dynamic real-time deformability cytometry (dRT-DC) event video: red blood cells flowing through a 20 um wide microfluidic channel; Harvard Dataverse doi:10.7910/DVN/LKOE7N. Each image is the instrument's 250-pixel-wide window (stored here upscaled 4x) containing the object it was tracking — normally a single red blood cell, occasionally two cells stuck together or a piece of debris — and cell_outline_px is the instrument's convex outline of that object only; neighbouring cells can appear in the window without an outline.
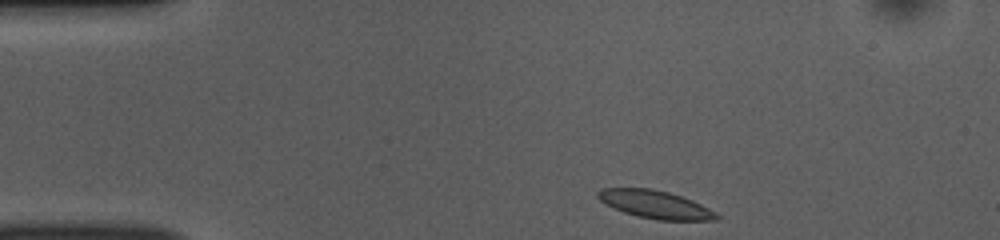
{"species": "common noctule bat (a hibernating species)", "species_latin": "Nyctalus noctula", "temperature_condition": "room temperature", "stored_images_in_passage": 44, "camera_frame_rate_fps": 3000, "um_per_image_px": 0.085, "animal": {"sex": "female", "body_mass_g": 10.0, "forearm_length_mm": 53.1}, "frame": {"image": 1, "passage_image": 1, "time_ms": 0.0, "image_size_px": [1000, 240], "cell_outline_px": [[720, 220], [656, 220], [636, 216], [624, 212], [604, 204], [596, 196], [596, 192], [604, 188], [652, 188], [668, 192], [692, 200], [708, 208], [720, 216]], "centroid_in_image_um": [55.67, 17.38], "position_along_channel_um": 29.3, "area_um2": 19.31}}
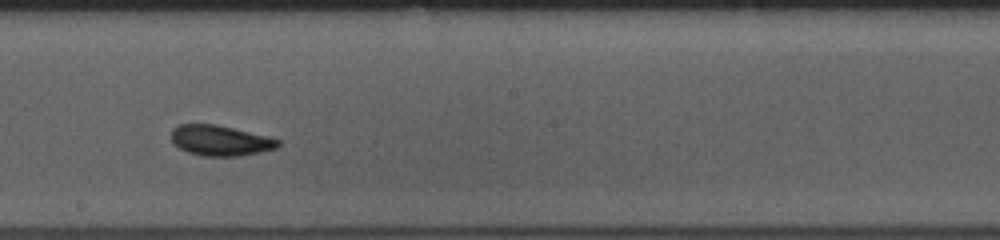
{"frame": {"image": 2, "passage_image": 21, "time_ms": 6.667, "image_size_px": [1000, 240], "cell_outline_px": [[280, 144], [276, 148], [260, 152], [240, 156], [200, 156], [188, 152], [172, 144], [172, 128], [180, 124], [216, 124], [268, 136], [280, 140]], "centroid_in_image_um": [18.71, 11.94], "position_along_channel_um": 229.5, "area_um2": 19.02}}
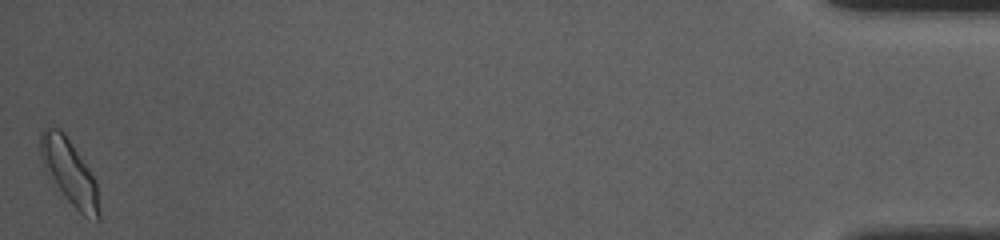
{"frame": {"image": 3, "passage_image": 44, "time_ms": 14.333, "image_size_px": [1000, 240], "cell_outline_px": [[100, 220], [96, 220], [84, 216], [48, 180], [44, 168], [40, 152], [40, 136], [44, 128], [60, 128], [64, 132], [96, 180], [100, 212]], "centroid_in_image_um": [5.88, 14.65], "position_along_channel_um": 429.3, "area_um2": 22.31}, "authors_computed_cell_mechanics": {"area_um2": 19.1896, "velocity_mm_per_s": 3.8041, "shape_relaxation_time_tau1_ms": 3.8156, "shape_relaxation_time_tau2_ms": 1.6438, "deformation_change_tau1": 0.0833, "deformation_change_tau2": 0.0661}}